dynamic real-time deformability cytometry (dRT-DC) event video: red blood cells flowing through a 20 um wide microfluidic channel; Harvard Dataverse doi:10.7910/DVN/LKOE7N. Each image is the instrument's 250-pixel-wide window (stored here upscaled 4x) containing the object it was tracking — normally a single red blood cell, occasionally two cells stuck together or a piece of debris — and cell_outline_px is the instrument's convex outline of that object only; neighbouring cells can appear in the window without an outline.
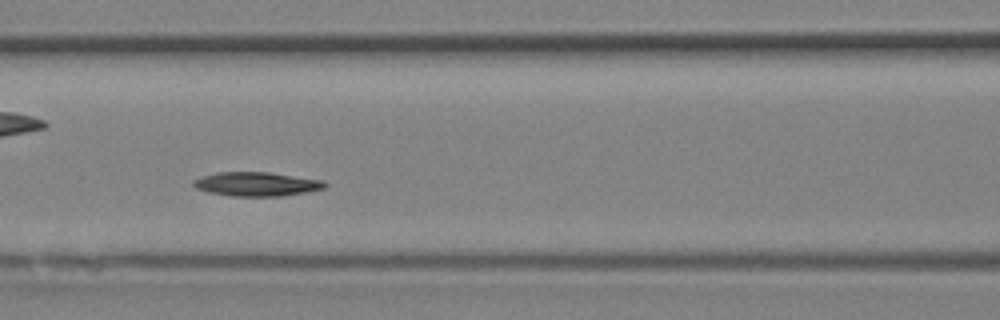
{"species": "Egyptian fruit bat (a non-hibernating species)", "species_latin": "Rousettus aegyptiacus", "temperature_condition": "room temperature", "stored_images_in_passage": 27, "camera_frame_rate_fps": 3000, "um_per_image_px": 0.085, "animal": {"sex": "female"}, "frame": {"image": 1, "passage_image": 8, "time_ms": 2.333, "image_size_px": [1000, 320], "cell_outline_px": [[328, 184], [324, 188], [308, 192], [280, 196], [232, 196], [208, 192], [196, 188], [192, 184], [192, 180], [216, 172], [268, 172], [324, 180]], "centroid_in_image_um": [21.82, 15.64], "position_along_channel_um": 144.8, "area_um2": 18.44}}
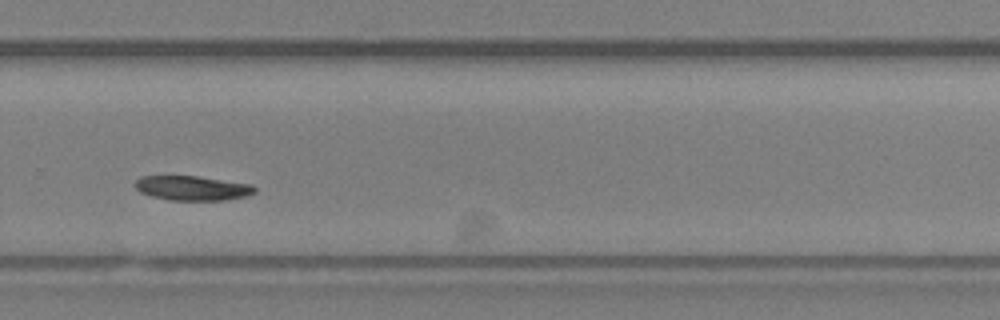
{"frame": {"image": 2, "passage_image": 16, "time_ms": 5.0, "image_size_px": [1000, 320], "cell_outline_px": [[256, 192], [248, 196], [224, 200], [172, 200], [152, 196], [140, 192], [136, 188], [136, 180], [140, 176], [196, 176], [252, 184], [256, 188]], "centroid_in_image_um": [16.39, 15.99], "position_along_channel_um": 313.4, "area_um2": 17.05}}